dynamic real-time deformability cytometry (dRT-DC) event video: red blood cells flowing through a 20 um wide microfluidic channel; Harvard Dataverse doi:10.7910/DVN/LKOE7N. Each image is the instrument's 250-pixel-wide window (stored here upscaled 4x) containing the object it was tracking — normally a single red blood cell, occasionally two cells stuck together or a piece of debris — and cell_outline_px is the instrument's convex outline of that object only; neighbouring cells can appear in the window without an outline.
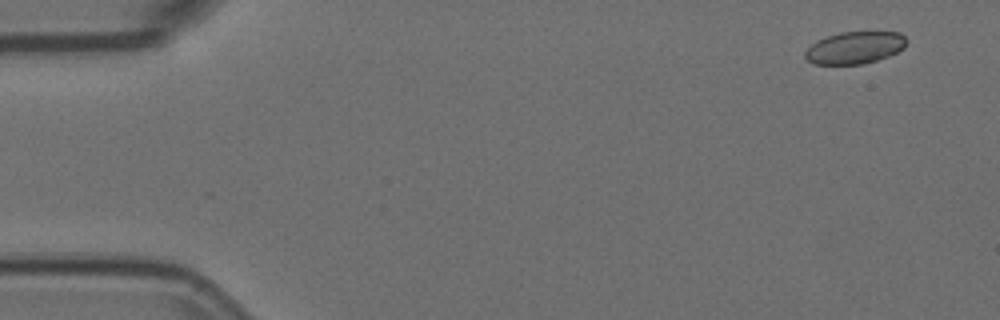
{"species": "Egyptian fruit bat (a non-hibernating species)", "species_latin": "Rousettus aegyptiacus", "temperature_condition": "room temperature", "stored_images_in_passage": 4, "segment_of_instrument_passage": [2, 2], "camera_frame_rate_fps": 3000, "um_per_image_px": 0.085, "animal": {"sex": "female"}, "frame": {"image": 1, "passage_image": 4, "time_ms": 1.0, "image_size_px": [1000, 320], "cell_outline_px": [[908, 40], [904, 48], [888, 56], [864, 64], [812, 64], [804, 56], [804, 52], [816, 40], [840, 32], [900, 32]], "centroid_in_image_um": [72.66, 4.05], "position_along_channel_um": 12.3, "area_um2": 19.02}}